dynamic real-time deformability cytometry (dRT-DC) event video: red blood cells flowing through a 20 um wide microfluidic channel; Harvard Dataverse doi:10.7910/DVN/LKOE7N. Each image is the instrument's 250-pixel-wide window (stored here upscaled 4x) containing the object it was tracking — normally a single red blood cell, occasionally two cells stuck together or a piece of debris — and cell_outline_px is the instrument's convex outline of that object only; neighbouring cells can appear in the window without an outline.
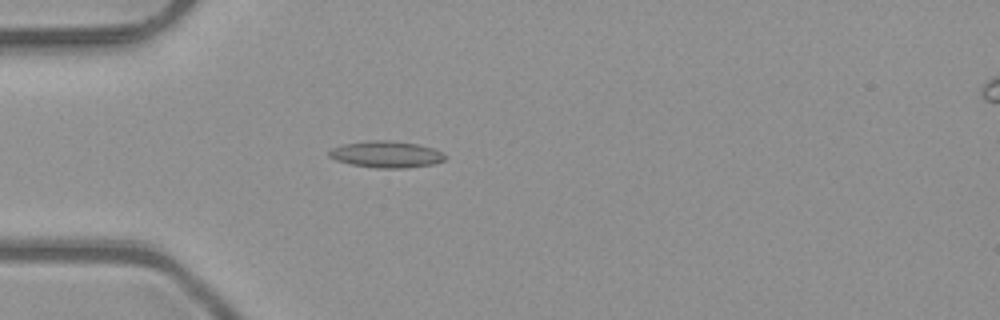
{"species": "common noctule bat (a hibernating species)", "species_latin": "Nyctalus noctula", "temperature_condition": "room temperature", "stored_images_in_passage": 4, "camera_frame_rate_fps": 3000, "um_per_image_px": 0.085, "animal": {"sex": "male", "body_mass_g": 23.1, "forearm_length_mm": 52.7}, "frame": {"image": 1, "passage_image": 4, "time_ms": 1.0, "image_size_px": [1000, 320], "cell_outline_px": [[448, 156], [444, 160], [432, 164], [408, 168], [376, 168], [352, 164], [336, 160], [328, 156], [328, 152], [332, 148], [344, 144], [372, 140], [388, 140], [416, 144], [432, 148], [444, 152]], "centroid_in_image_um": [32.86, 13.12], "position_along_channel_um": 52.1, "area_um2": 17.92}}